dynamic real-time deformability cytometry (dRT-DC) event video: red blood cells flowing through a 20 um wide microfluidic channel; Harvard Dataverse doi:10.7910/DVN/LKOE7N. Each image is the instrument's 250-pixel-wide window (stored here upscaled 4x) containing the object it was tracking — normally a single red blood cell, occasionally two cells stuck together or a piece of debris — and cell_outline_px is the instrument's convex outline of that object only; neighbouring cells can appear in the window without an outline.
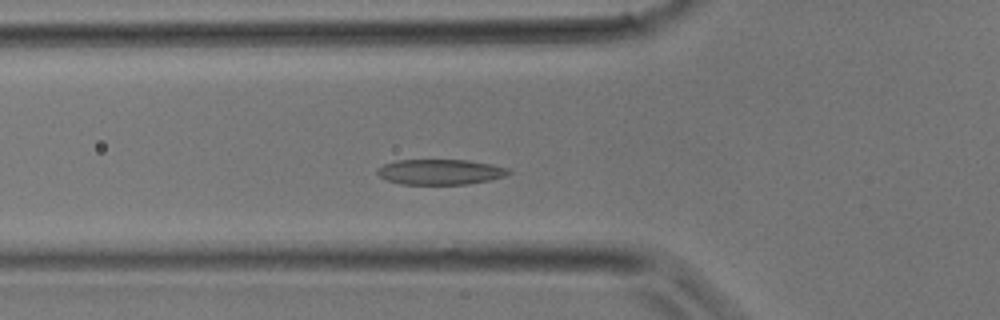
{"species": "common noctule bat (a hibernating species)", "species_latin": "Nyctalus noctula", "temperature_condition": "room temperature", "stored_images_in_passage": 32, "camera_frame_rate_fps": 3000, "um_per_image_px": 0.085, "animal": {"sex": "male", "body_mass_g": 17.9}, "frame": {"image": 1, "passage_image": 9, "time_ms": 2.667, "image_size_px": [1000, 320], "cell_outline_px": [[512, 172], [508, 176], [468, 184], [400, 184], [388, 180], [380, 176], [376, 172], [376, 168], [384, 164], [396, 160], [468, 160], [492, 164], [508, 168]], "centroid_in_image_um": [37.44, 14.61], "position_along_channel_um": 88.4, "area_um2": 19.48}}
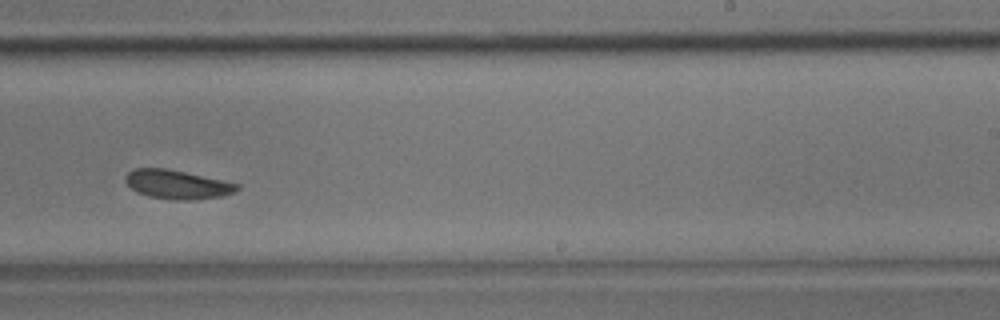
{"frame": {"image": 2, "passage_image": 19, "time_ms": 6.0, "image_size_px": [1000, 320], "cell_outline_px": [[240, 188], [224, 196], [192, 200], [176, 200], [148, 196], [136, 192], [124, 180], [124, 176], [128, 172], [136, 168], [164, 168], [184, 172], [240, 184]], "centroid_in_image_um": [15.04, 15.68], "position_along_channel_um": 274.0, "area_um2": 18.67}}
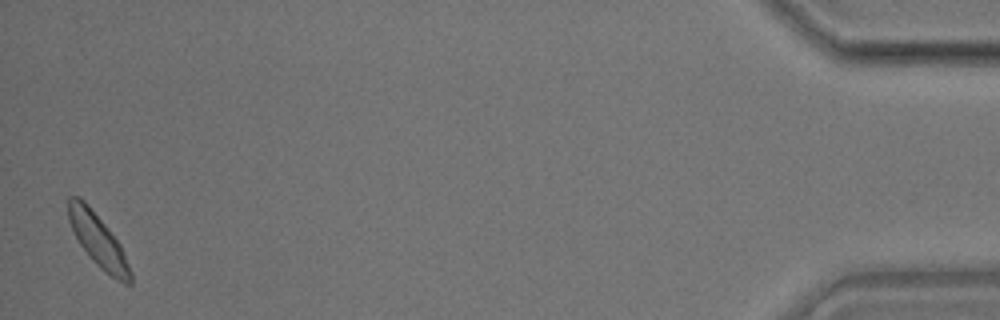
{"frame": {"image": 3, "passage_image": 32, "time_ms": 10.333, "image_size_px": [1000, 320], "cell_outline_px": [[132, 284], [124, 284], [116, 280], [104, 272], [92, 260], [80, 244], [68, 220], [68, 196], [80, 196], [88, 204], [108, 228], [120, 244], [132, 272]], "centroid_in_image_um": [8.35, 20.45], "position_along_channel_um": 426.8, "area_um2": 19.07}}